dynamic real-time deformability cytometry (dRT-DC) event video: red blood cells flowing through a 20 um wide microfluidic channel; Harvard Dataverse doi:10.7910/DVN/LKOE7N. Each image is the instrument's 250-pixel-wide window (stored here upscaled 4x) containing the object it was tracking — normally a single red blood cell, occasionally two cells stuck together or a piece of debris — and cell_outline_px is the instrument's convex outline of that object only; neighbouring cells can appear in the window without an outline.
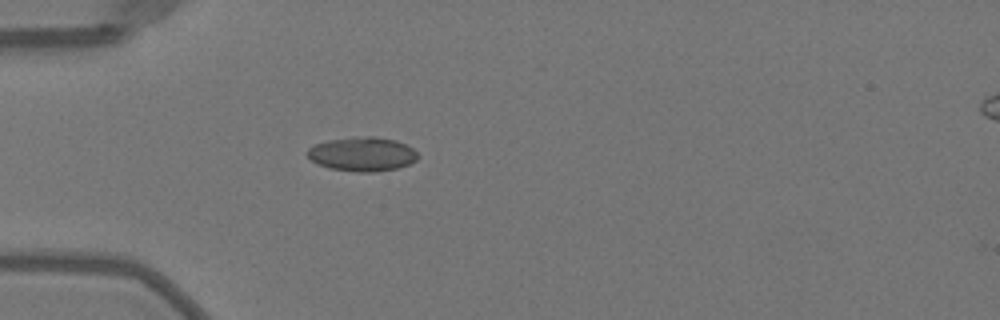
{"species": "Egyptian fruit bat (a non-hibernating species)", "species_latin": "Rousettus aegyptiacus", "temperature_condition": "warm", "stored_images_in_passage": 12, "camera_frame_rate_fps": 3000, "um_per_image_px": 0.085, "animal": {"sex": "female"}, "frame": {"image": 1, "passage_image": 1, "time_ms": 0.0, "image_size_px": [1000, 320], "cell_outline_px": [[420, 156], [416, 160], [408, 164], [396, 168], [372, 172], [356, 172], [332, 168], [320, 164], [312, 160], [308, 156], [308, 148], [316, 144], [328, 140], [356, 136], [376, 136], [396, 140], [412, 148]], "centroid_in_image_um": [30.82, 13.08], "position_along_channel_um": 54.2, "area_um2": 21.79}}
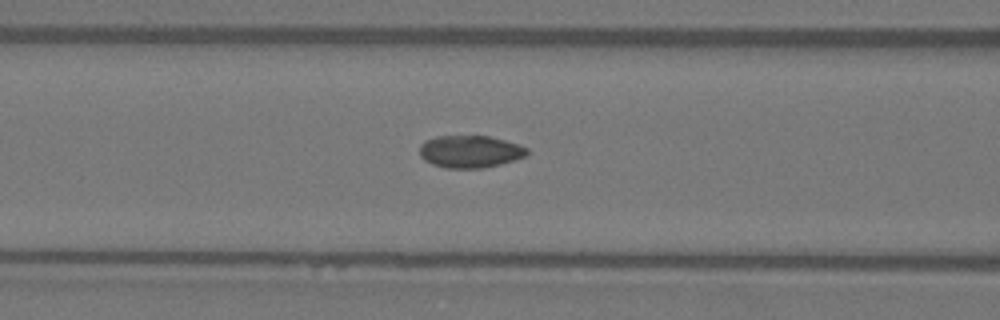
{"frame": {"image": 2, "passage_image": 7, "time_ms": 2.0, "image_size_px": [1000, 320], "cell_outline_px": [[528, 156], [500, 164], [480, 168], [448, 168], [432, 164], [424, 160], [420, 156], [420, 144], [424, 140], [436, 136], [488, 136], [520, 144], [528, 148]], "centroid_in_image_um": [39.96, 12.88], "position_along_channel_um": 126.6, "area_um2": 20.35}}
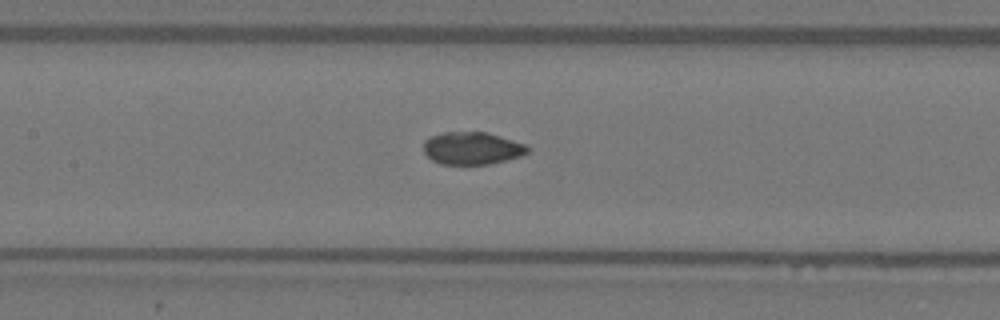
{"frame": {"image": 3, "passage_image": 10, "time_ms": 3.0, "image_size_px": [1000, 320], "cell_outline_px": [[528, 152], [520, 156], [488, 164], [440, 164], [432, 160], [424, 152], [424, 140], [432, 136], [444, 132], [488, 132], [524, 144], [528, 148]], "centroid_in_image_um": [40.09, 12.6], "position_along_channel_um": 167.3, "area_um2": 19.48}}